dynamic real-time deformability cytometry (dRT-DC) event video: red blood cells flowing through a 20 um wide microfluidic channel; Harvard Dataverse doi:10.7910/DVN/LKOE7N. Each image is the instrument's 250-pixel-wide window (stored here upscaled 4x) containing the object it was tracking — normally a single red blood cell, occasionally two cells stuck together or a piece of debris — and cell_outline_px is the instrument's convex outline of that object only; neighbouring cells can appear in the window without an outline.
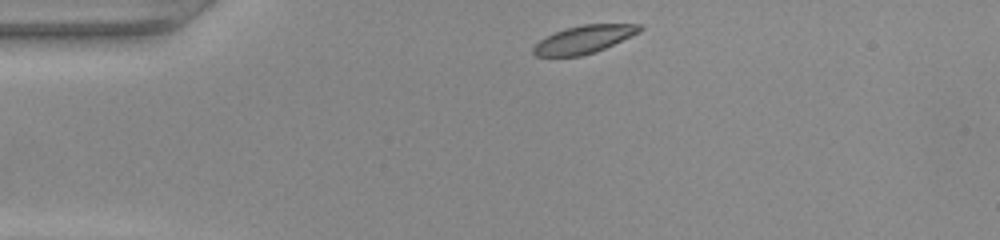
{"species": "common noctule bat (a hibernating species)", "species_latin": "Nyctalus noctula", "temperature_condition": "warm", "stored_images_in_passage": 40, "camera_frame_rate_fps": 3000, "um_per_image_px": 0.085, "animal": {"sex": "female", "body_mass_g": 22.0, "forearm_length_mm": 56.7}, "frame": {"image": 1, "passage_image": 1, "time_ms": 0.0, "image_size_px": [1000, 240], "cell_outline_px": [[644, 28], [640, 32], [596, 52], [580, 56], [536, 56], [532, 52], [532, 48], [540, 40], [564, 28], [580, 24], [640, 24]], "centroid_in_image_um": [49.65, 3.34], "position_along_channel_um": 35.3, "area_um2": 17.22}}
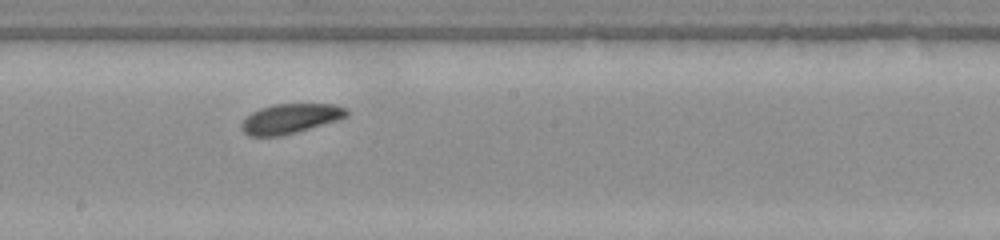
{"frame": {"image": 2, "passage_image": 18, "time_ms": 5.667, "image_size_px": [1000, 240], "cell_outline_px": [[348, 116], [340, 120], [296, 132], [280, 136], [248, 136], [240, 128], [240, 124], [252, 112], [260, 108], [272, 104], [336, 104], [348, 108]], "centroid_in_image_um": [24.71, 10.08], "position_along_channel_um": 223.5, "area_um2": 18.38}}
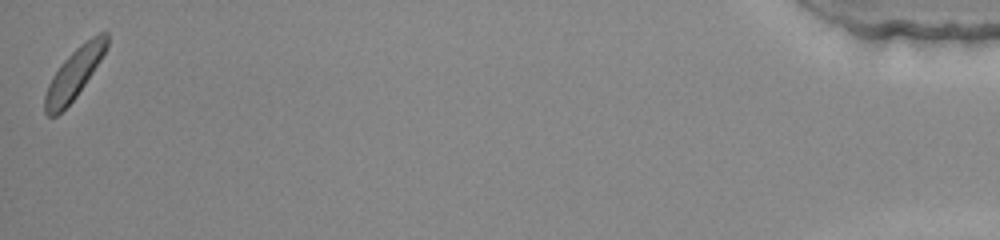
{"frame": {"image": 3, "passage_image": 40, "time_ms": 13.0, "image_size_px": [1000, 240], "cell_outline_px": [[108, 44], [100, 60], [76, 96], [56, 116], [48, 116], [44, 112], [44, 96], [48, 84], [52, 76], [60, 64], [80, 44], [92, 36], [100, 32], [108, 32]], "centroid_in_image_um": [6.28, 6.25], "position_along_channel_um": 428.9, "area_um2": 17.8}}